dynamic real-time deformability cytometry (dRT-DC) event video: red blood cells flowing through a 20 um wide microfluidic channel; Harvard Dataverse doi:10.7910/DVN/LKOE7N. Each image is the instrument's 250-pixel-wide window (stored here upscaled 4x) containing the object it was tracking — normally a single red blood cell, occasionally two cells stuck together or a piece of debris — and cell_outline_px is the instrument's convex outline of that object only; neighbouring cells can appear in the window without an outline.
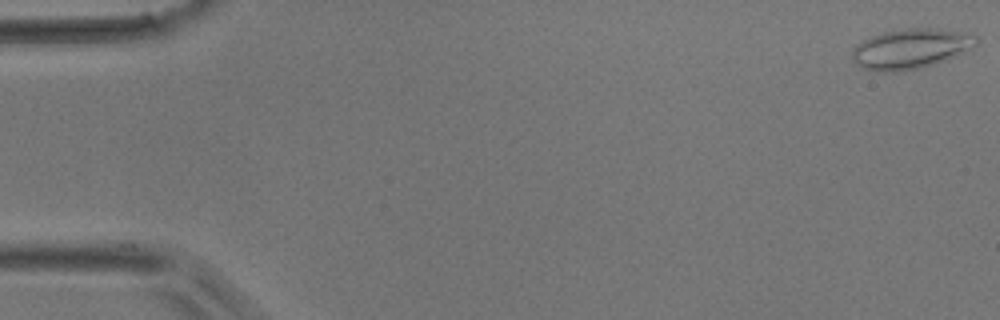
{"species": "common noctule bat (a hibernating species)", "species_latin": "Nyctalus noctula", "temperature_condition": "room temperature", "stored_images_in_passage": 13, "camera_frame_rate_fps": 3000, "um_per_image_px": 0.085, "animal": {"sex": "male", "body_mass_g": 17.9}, "frame": {"image": 1, "passage_image": 1, "time_ms": 0.0, "image_size_px": [1000, 320], "cell_outline_px": [[980, 40], [976, 44], [964, 52], [944, 60], [920, 68], [896, 72], [880, 72], [860, 68], [856, 64], [852, 56], [852, 48], [856, 44], [872, 36], [884, 32], [908, 28], [936, 28], [976, 36]], "centroid_in_image_um": [77.35, 4.15], "position_along_channel_um": 7.7, "area_um2": 28.67}}